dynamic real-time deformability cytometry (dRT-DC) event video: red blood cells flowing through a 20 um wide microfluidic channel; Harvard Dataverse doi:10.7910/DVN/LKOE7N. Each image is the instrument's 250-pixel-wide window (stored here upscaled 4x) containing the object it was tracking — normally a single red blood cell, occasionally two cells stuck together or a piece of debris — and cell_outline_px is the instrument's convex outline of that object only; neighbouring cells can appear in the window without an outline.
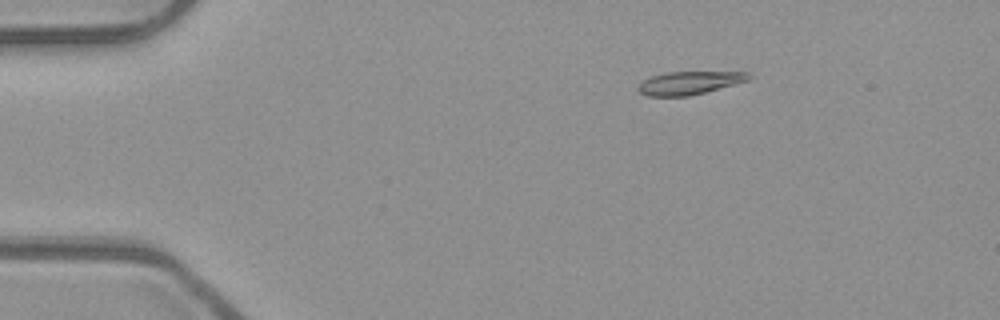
{"species": "common noctule bat (a hibernating species)", "species_latin": "Nyctalus noctula", "temperature_condition": "room temperature", "stored_images_in_passage": 45, "camera_frame_rate_fps": 3000, "um_per_image_px": 0.085, "animal": {"sex": "male", "body_mass_g": 23.1, "forearm_length_mm": 52.7}, "frame": {"image": 1, "passage_image": 1, "time_ms": 0.0, "image_size_px": [1000, 320], "cell_outline_px": [[752, 76], [748, 80], [704, 92], [688, 96], [648, 96], [640, 92], [636, 88], [644, 80], [652, 76], [664, 72], [748, 72]], "centroid_in_image_um": [58.57, 7.04], "position_along_channel_um": 26.4, "area_um2": 14.62}}
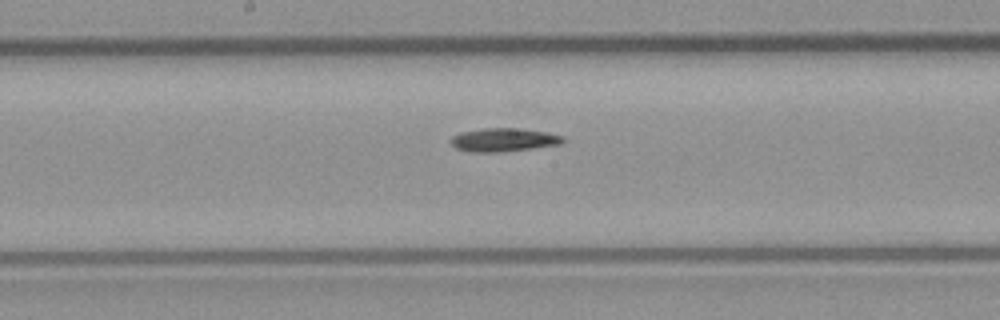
{"frame": {"image": 2, "passage_image": 20, "time_ms": 6.333, "image_size_px": [1000, 320], "cell_outline_px": [[568, 140], [560, 144], [532, 148], [500, 152], [472, 152], [456, 148], [448, 140], [452, 136], [460, 132], [484, 128], [516, 128], [544, 132], [564, 136]], "centroid_in_image_um": [42.8, 11.88], "position_along_channel_um": 205.4, "area_um2": 15.32}}
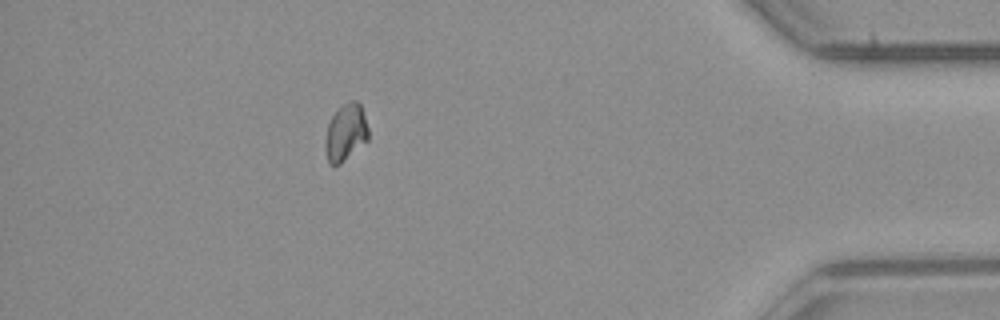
{"frame": {"image": 3, "passage_image": 39, "time_ms": 12.667, "image_size_px": [1000, 320], "cell_outline_px": [[368, 140], [340, 164], [328, 164], [324, 144], [324, 140], [328, 124], [336, 108], [348, 100], [356, 100], [360, 104], [368, 128]], "centroid_in_image_um": [29.36, 11.24], "position_along_channel_um": 405.8, "area_um2": 14.45}}